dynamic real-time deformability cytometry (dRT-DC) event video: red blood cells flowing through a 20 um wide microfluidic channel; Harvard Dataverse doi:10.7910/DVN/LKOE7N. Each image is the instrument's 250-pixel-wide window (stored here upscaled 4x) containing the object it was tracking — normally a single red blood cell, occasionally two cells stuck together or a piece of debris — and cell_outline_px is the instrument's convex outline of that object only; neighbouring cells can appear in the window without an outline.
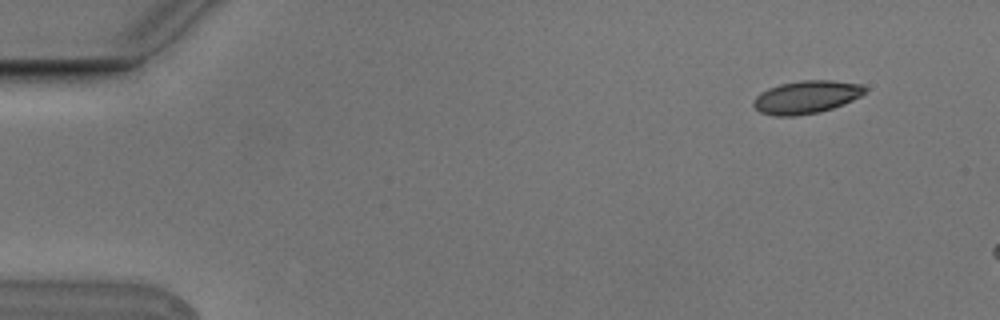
{"species": "Egyptian fruit bat (a non-hibernating species)", "species_latin": "Rousettus aegyptiacus", "temperature_condition": "cold", "stored_images_in_passage": 3, "camera_frame_rate_fps": 3000, "um_per_image_px": 0.085, "animal": {"sex": "male"}, "frame": {"image": 1, "passage_image": 1, "time_ms": 0.0, "image_size_px": [1000, 320], "cell_outline_px": [[868, 92], [844, 104], [820, 112], [796, 116], [772, 116], [760, 112], [752, 104], [756, 96], [760, 92], [768, 88], [780, 84], [800, 80], [832, 80], [860, 84], [868, 88]], "centroid_in_image_um": [68.54, 8.25], "position_along_channel_um": 16.5, "area_um2": 21.56}}